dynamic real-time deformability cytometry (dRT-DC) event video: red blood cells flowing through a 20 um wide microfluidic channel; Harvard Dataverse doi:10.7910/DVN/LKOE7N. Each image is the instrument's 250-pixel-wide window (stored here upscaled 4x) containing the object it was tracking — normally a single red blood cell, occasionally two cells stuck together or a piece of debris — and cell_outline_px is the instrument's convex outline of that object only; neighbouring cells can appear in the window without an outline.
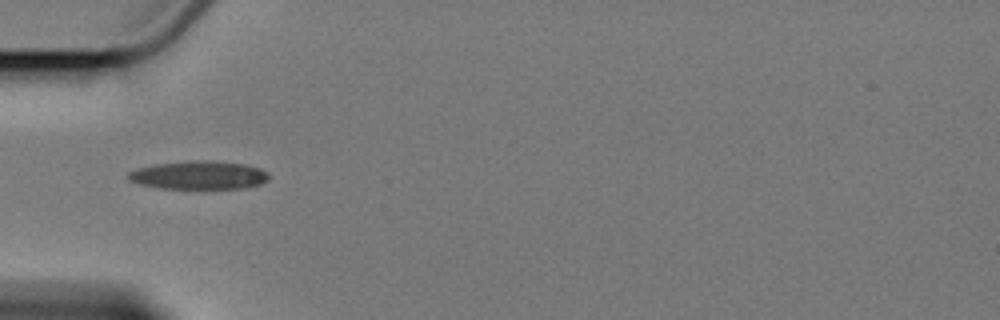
{"species": "Egyptian fruit bat (a non-hibernating species)", "species_latin": "Rousettus aegyptiacus", "temperature_condition": "cold", "stored_images_in_passage": 7, "camera_frame_rate_fps": 3000, "um_per_image_px": 0.085, "animal": {"sex": "female"}, "frame": {"image": 1, "passage_image": 1, "time_ms": 0.0, "image_size_px": [1000, 320], "cell_outline_px": [[268, 180], [260, 184], [240, 188], [160, 188], [140, 184], [128, 180], [128, 172], [152, 164], [192, 160], [212, 160], [244, 164], [260, 168], [268, 172]], "centroid_in_image_um": [16.9, 14.87], "position_along_channel_um": 68.1, "area_um2": 23.18}}
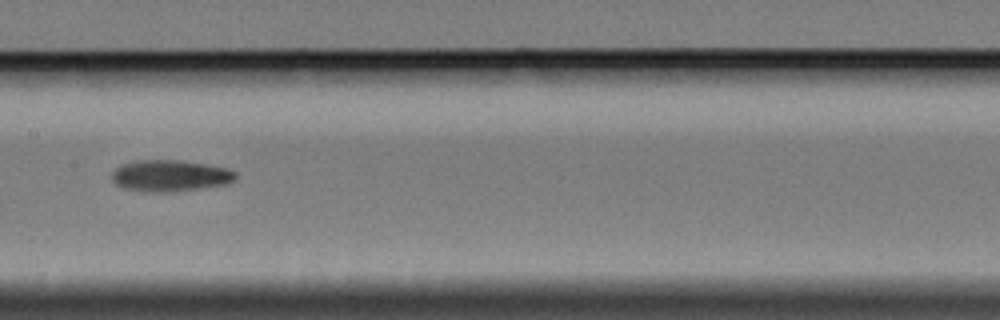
{"frame": {"image": 2, "passage_image": 4, "time_ms": 3.667, "image_size_px": [1000, 320], "cell_outline_px": [[236, 180], [228, 184], [172, 192], [144, 192], [124, 188], [116, 184], [112, 180], [112, 172], [120, 164], [136, 160], [180, 160], [228, 168], [236, 172]], "centroid_in_image_um": [14.46, 14.94], "position_along_channel_um": 192.9, "area_um2": 22.89}}
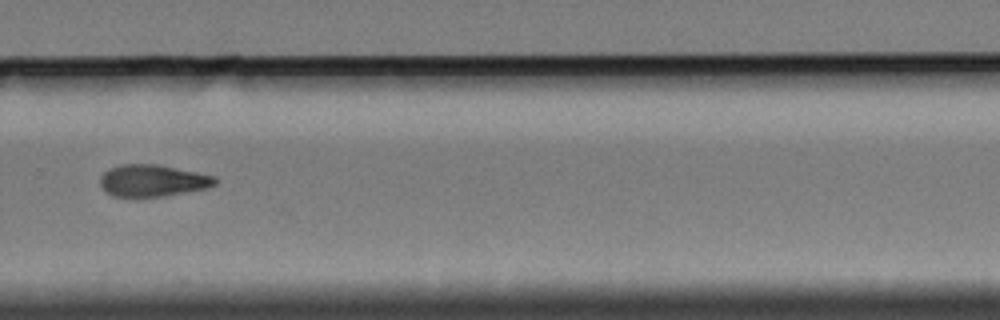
{"frame": {"image": 3, "passage_image": 7, "time_ms": 7.333, "image_size_px": [1000, 320], "cell_outline_px": [[216, 184], [204, 188], [164, 196], [112, 196], [104, 192], [100, 184], [100, 176], [108, 168], [120, 164], [156, 164], [216, 176]], "centroid_in_image_um": [12.91, 15.34], "position_along_channel_um": 316.9, "area_um2": 21.21}}